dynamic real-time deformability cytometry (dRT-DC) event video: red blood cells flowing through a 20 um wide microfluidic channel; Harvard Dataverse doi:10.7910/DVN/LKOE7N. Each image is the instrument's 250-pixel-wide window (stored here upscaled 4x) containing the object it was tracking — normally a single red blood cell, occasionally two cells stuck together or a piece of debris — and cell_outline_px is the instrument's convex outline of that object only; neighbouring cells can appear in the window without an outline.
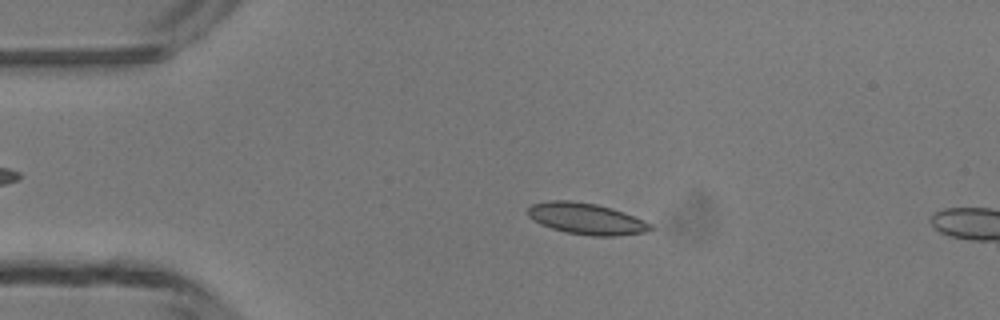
{"species": "common noctule bat (a hibernating species)", "species_latin": "Nyctalus noctula", "temperature_condition": "room temperature", "stored_images_in_passage": 4, "camera_frame_rate_fps": 3000, "um_per_image_px": 0.085, "animal": {"sex": "male", "body_mass_g": 13.3}, "frame": {"image": 1, "passage_image": 3, "time_ms": 3.333, "image_size_px": [1000, 320], "cell_outline_px": [[656, 228], [644, 232], [616, 236], [592, 236], [564, 232], [540, 224], [532, 220], [528, 216], [528, 208], [532, 204], [548, 200], [572, 200], [596, 204], [612, 208], [624, 212], [644, 220], [652, 224]], "centroid_in_image_um": [49.84, 18.59], "position_along_channel_um": 35.2, "area_um2": 22.6}}